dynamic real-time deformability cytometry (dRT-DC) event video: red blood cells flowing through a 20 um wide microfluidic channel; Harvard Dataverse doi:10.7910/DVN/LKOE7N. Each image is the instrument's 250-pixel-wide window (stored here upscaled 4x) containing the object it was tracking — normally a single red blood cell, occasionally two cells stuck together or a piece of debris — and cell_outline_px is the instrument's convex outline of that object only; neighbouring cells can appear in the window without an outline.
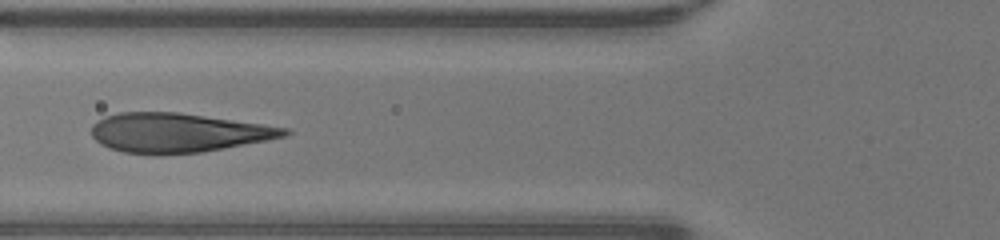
{"species": "human", "species_latin": "Homo sapiens", "temperature_condition": "warm", "stored_images_in_passage": 31, "camera_frame_rate_fps": 3000, "um_per_image_px": 0.085, "donor": {"sex": "male"}, "frame": {"image": 1, "passage_image": 16, "time_ms": 5.0, "image_size_px": [1000, 240], "cell_outline_px": [[292, 132], [284, 136], [268, 140], [200, 152], [160, 156], [156, 156], [124, 152], [108, 148], [100, 144], [92, 136], [92, 124], [96, 120], [104, 116], [116, 112], [180, 112], [288, 128]], "centroid_in_image_um": [15.05, 11.29], "position_along_channel_um": 110.7, "area_um2": 44.51}}
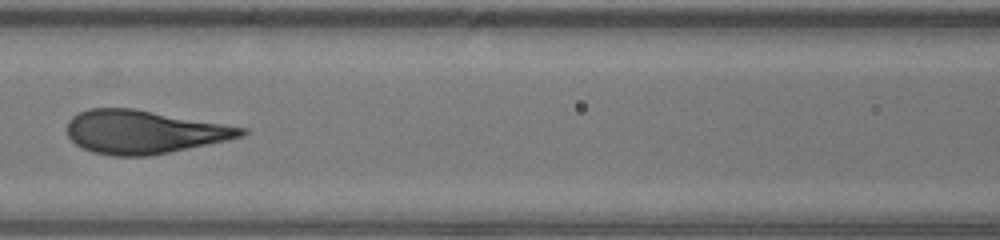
{"frame": {"image": 2, "passage_image": 19, "time_ms": 6.0, "image_size_px": [1000, 240], "cell_outline_px": [[248, 132], [240, 136], [228, 140], [148, 156], [112, 156], [92, 152], [80, 148], [68, 136], [68, 120], [72, 116], [88, 108], [132, 108], [248, 128]], "centroid_in_image_um": [12.19, 11.21], "position_along_channel_um": 154.4, "area_um2": 43.81}}
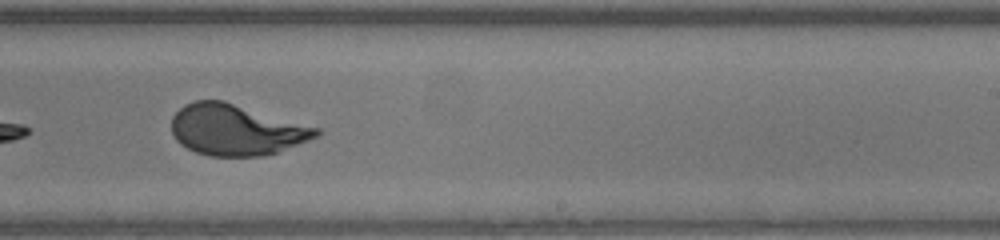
{"frame": {"image": 3, "passage_image": 27, "time_ms": 8.667, "image_size_px": [1000, 240], "cell_outline_px": [[320, 136], [276, 152], [260, 156], [208, 156], [196, 152], [180, 144], [176, 140], [172, 132], [172, 116], [184, 104], [196, 100], [224, 100], [320, 128]], "centroid_in_image_um": [20.06, 11.02], "position_along_channel_um": 268.9, "area_um2": 43.0}}